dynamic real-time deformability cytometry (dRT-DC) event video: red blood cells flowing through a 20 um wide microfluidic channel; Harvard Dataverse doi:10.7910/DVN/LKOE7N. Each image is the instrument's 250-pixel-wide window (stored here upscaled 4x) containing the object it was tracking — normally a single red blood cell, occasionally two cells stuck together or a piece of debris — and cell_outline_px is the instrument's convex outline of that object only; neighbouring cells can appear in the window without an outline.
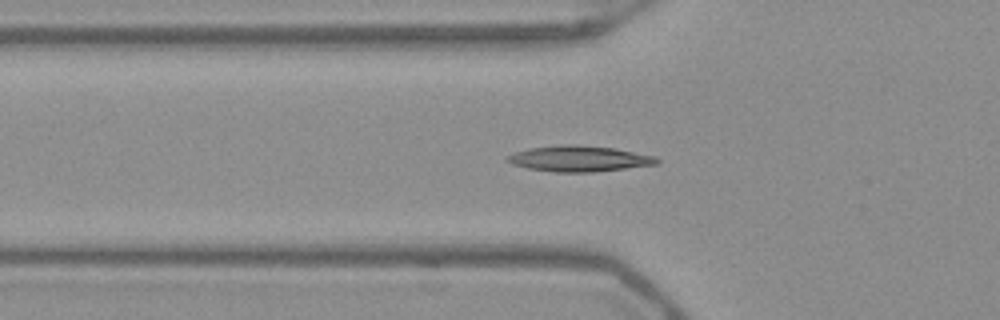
{"species": "Egyptian fruit bat (a non-hibernating species)", "species_latin": "Rousettus aegyptiacus", "temperature_condition": "warm", "stored_images_in_passage": 40, "segment_of_instrument_passage": [1, 2], "camera_frame_rate_fps": 3000, "um_per_image_px": 0.085, "frame": {"image": 1, "passage_image": 5, "time_ms": 1.333, "image_size_px": [1000, 320], "cell_outline_px": [[660, 160], [656, 164], [592, 172], [556, 172], [528, 168], [512, 164], [504, 160], [504, 156], [528, 148], [560, 144], [572, 144], [612, 148], [656, 156]], "centroid_in_image_um": [49.16, 13.48], "position_along_channel_um": 76.6, "area_um2": 22.37}}
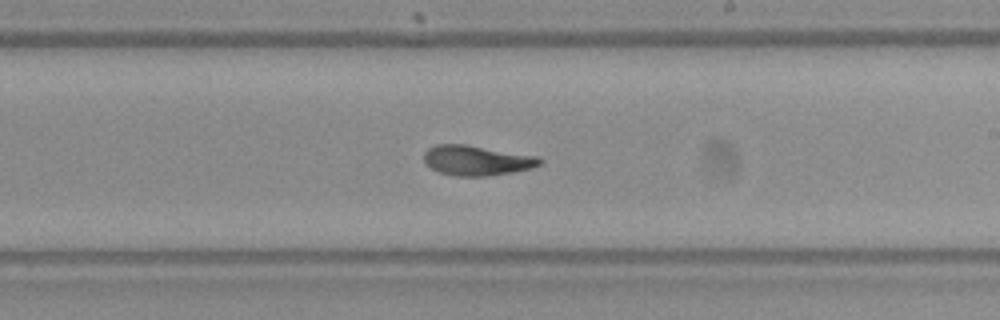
{"frame": {"image": 2, "passage_image": 18, "time_ms": 5.667, "image_size_px": [1000, 320], "cell_outline_px": [[544, 160], [540, 164], [532, 168], [512, 172], [488, 176], [456, 176], [440, 172], [432, 168], [424, 160], [424, 152], [428, 148], [436, 144], [464, 144], [540, 156]], "centroid_in_image_um": [40.56, 13.63], "position_along_channel_um": 248.4, "area_um2": 20.29}}
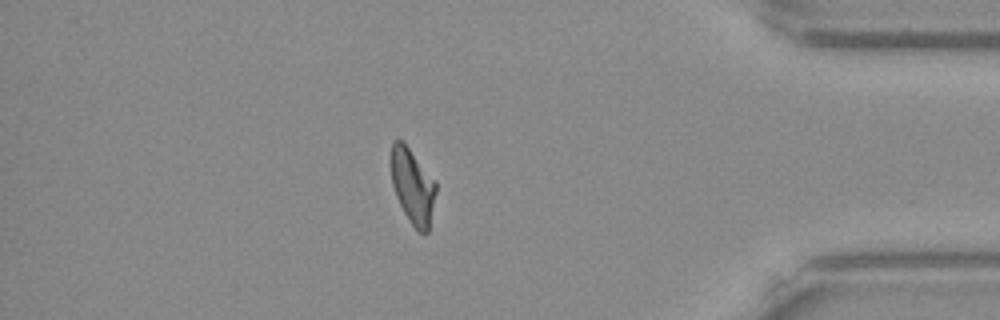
{"frame": {"image": 3, "passage_image": 32, "time_ms": 10.333, "image_size_px": [1000, 320], "cell_outline_px": [[436, 192], [428, 232], [416, 232], [404, 212], [396, 196], [392, 184], [388, 160], [392, 140], [404, 140], [436, 180]], "centroid_in_image_um": [35.04, 15.74], "position_along_channel_um": 400.2, "area_um2": 20.4}}